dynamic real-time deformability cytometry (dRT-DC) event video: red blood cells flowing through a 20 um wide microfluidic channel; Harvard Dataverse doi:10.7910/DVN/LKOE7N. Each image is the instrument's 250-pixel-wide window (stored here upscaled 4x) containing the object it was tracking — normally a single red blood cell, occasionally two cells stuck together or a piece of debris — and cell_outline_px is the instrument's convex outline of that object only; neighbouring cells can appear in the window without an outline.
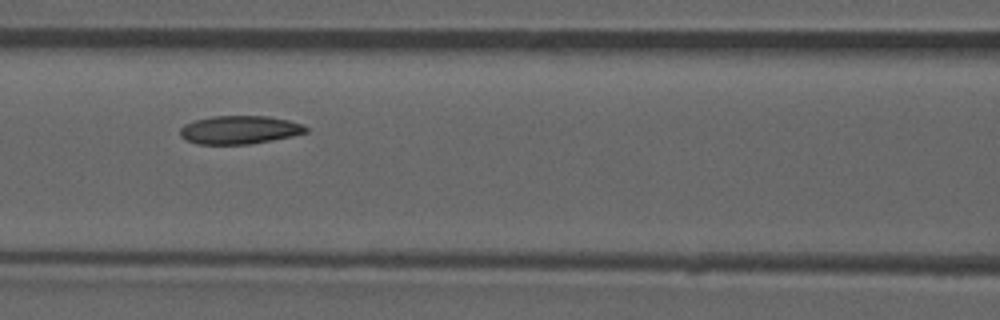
{"species": "common noctule bat (a hibernating species)", "species_latin": "Nyctalus noctula", "temperature_condition": "room temperature", "stored_images_in_passage": 51, "camera_frame_rate_fps": 3000, "um_per_image_px": 0.085, "animal": {"sex": "male", "forearm_length_mm": 52.5}, "frame": {"image": 1, "passage_image": 22, "time_ms": 7.0, "image_size_px": [1000, 320], "cell_outline_px": [[308, 132], [292, 136], [272, 140], [248, 144], [196, 144], [184, 140], [180, 136], [180, 128], [184, 124], [196, 120], [212, 116], [268, 116], [288, 120], [300, 124], [308, 128]], "centroid_in_image_um": [20.32, 11.04], "position_along_channel_um": 146.3, "area_um2": 20.75}, "authors_computed_cell_mechanics": {"area_um2": 21.097, "velocity_mm_per_s": 3.9075, "shape_relaxation_time_tau1_ms": null, "shape_relaxation_time_tau2_ms": 4.7583, "deformation_change_tau1": null, "deformation_change_tau2": 0.0898}}